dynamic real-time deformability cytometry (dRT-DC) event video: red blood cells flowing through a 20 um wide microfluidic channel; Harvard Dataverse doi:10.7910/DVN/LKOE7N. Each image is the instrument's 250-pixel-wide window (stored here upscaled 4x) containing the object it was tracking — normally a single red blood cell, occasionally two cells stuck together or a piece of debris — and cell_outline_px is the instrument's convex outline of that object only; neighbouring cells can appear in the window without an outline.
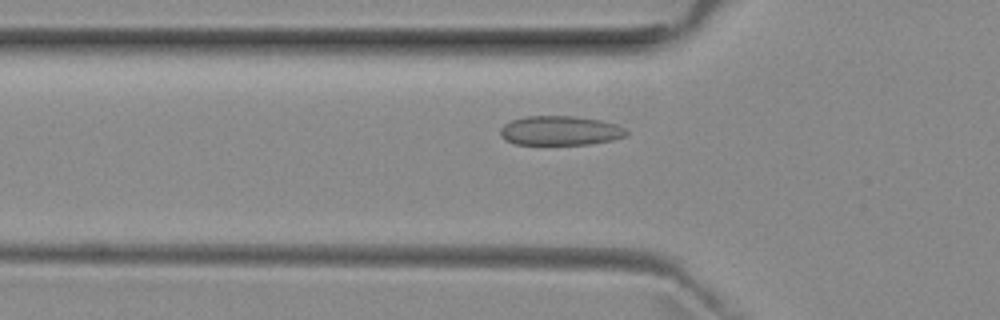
{"species": "common noctule bat (a hibernating species)", "species_latin": "Nyctalus noctula", "temperature_condition": "room temperature", "stored_images_in_passage": 44, "camera_frame_rate_fps": 3000, "um_per_image_px": 0.085, "animal": {"sex": "female", "body_mass_g": 29.2, "forearm_length_mm": 56.3}, "frame": {"image": 1, "passage_image": 9, "time_ms": 2.667, "image_size_px": [1000, 320], "cell_outline_px": [[628, 136], [612, 140], [592, 144], [516, 144], [500, 136], [500, 128], [504, 124], [512, 120], [524, 116], [572, 116], [600, 120], [616, 124], [624, 128], [628, 132]], "centroid_in_image_um": [47.63, 11.1], "position_along_channel_um": 78.2, "area_um2": 21.56}}
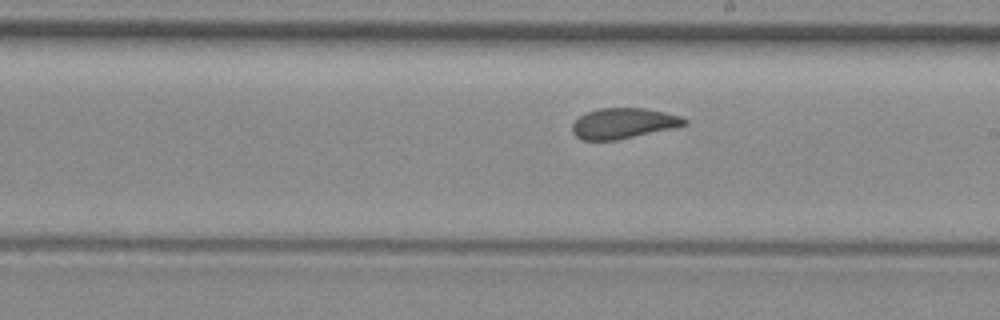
{"frame": {"image": 2, "passage_image": 21, "time_ms": 6.667, "image_size_px": [1000, 320], "cell_outline_px": [[688, 124], [676, 128], [616, 140], [584, 140], [576, 136], [572, 132], [572, 124], [584, 112], [600, 108], [648, 108], [680, 116], [688, 120]], "centroid_in_image_um": [53.01, 10.48], "position_along_channel_um": 236.0, "area_um2": 20.11}}
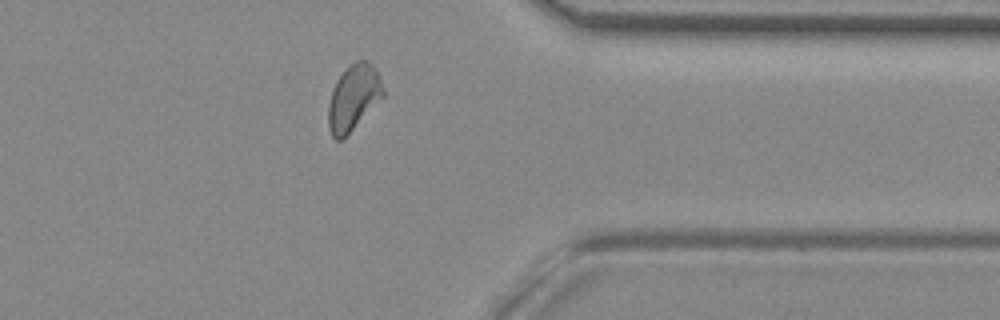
{"frame": {"image": 3, "passage_image": 33, "time_ms": 10.667, "image_size_px": [1000, 320], "cell_outline_px": [[384, 96], [340, 140], [336, 140], [332, 136], [328, 128], [328, 104], [336, 80], [356, 60], [368, 60], [376, 68], [380, 76], [384, 88]], "centroid_in_image_um": [30.05, 8.26], "position_along_channel_um": 381.3, "area_um2": 20.58}, "authors_computed_cell_mechanics": {"area_um2": 20.8369, "velocity_mm_per_s": 3.9368, "shape_relaxation_time_tau1_ms": 7.1104, "shape_relaxation_time_tau2_ms": 1.0359, "deformation_change_tau1": 0.1222, "deformation_change_tau2": 0.05}}